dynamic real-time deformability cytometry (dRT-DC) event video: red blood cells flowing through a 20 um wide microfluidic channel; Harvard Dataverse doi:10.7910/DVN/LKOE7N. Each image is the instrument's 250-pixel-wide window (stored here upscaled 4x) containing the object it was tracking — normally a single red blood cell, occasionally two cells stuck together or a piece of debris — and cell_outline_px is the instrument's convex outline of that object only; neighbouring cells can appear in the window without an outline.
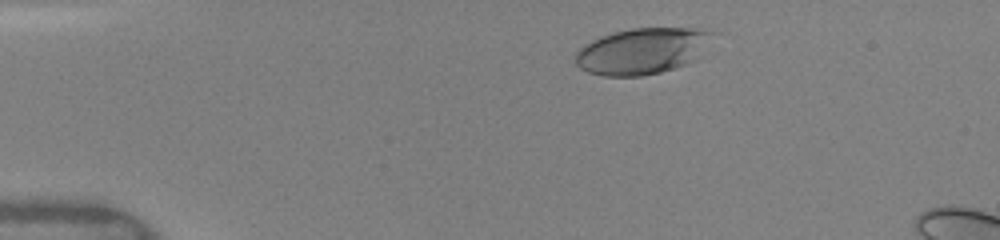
{"species": "human", "species_latin": "Homo sapiens", "temperature_condition": "warm", "stored_images_in_passage": 46, "camera_frame_rate_fps": 3000, "um_per_image_px": 0.085, "donor": {"sex": "female"}, "frame": {"image": 1, "passage_image": 6, "time_ms": 1.667, "image_size_px": [1000, 240], "cell_outline_px": [[720, 32], [692, 60], [676, 68], [660, 72], [640, 76], [604, 76], [588, 72], [580, 68], [576, 64], [576, 52], [584, 44], [600, 36], [612, 32], [632, 28], [692, 28]], "centroid_in_image_um": [54.59, 4.32], "position_along_channel_um": 30.4, "area_um2": 36.88}}
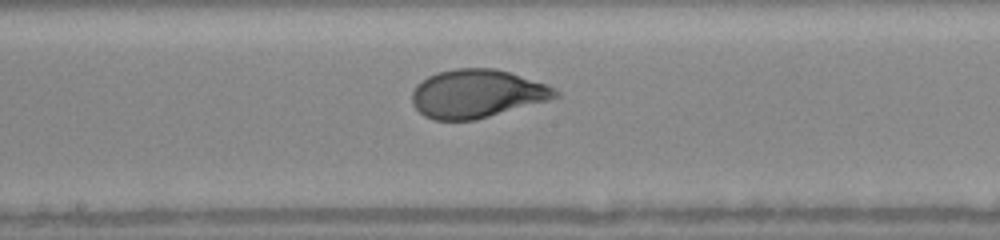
{"frame": {"image": 2, "passage_image": 24, "time_ms": 7.667, "image_size_px": [1000, 240], "cell_outline_px": [[560, 96], [548, 100], [476, 120], [432, 120], [424, 116], [412, 104], [412, 92], [416, 84], [420, 80], [436, 72], [452, 68], [496, 68], [556, 88], [560, 92]], "centroid_in_image_um": [40.49, 7.96], "position_along_channel_um": 207.7, "area_um2": 40.4}}
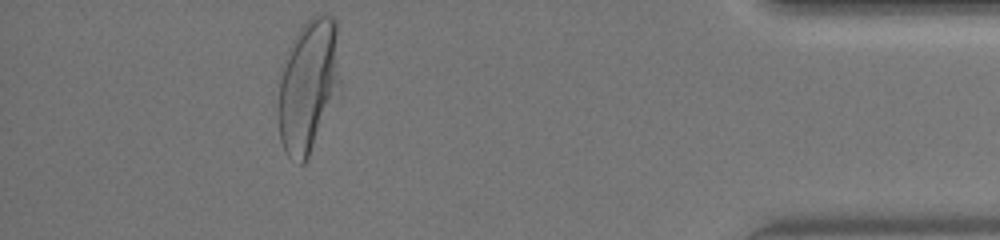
{"frame": {"image": 3, "passage_image": 42, "time_ms": 13.667, "image_size_px": [1000, 240], "cell_outline_px": [[340, 84], [308, 156], [304, 164], [300, 164], [288, 156], [280, 140], [280, 80], [292, 40], [300, 28], [316, 12], [324, 12], [332, 16], [336, 20]], "centroid_in_image_um": [26.22, 7.19], "position_along_channel_um": 409.0, "area_um2": 46.53}, "authors_computed_cell_mechanics": {"area_um2": 40.2288, "velocity_mm_per_s": 4.0764, "shape_relaxation_time_tau1_ms": 3.9841, "shape_relaxation_time_tau2_ms": null, "deformation_change_tau1": 0.1935, "deformation_change_tau2": null}}